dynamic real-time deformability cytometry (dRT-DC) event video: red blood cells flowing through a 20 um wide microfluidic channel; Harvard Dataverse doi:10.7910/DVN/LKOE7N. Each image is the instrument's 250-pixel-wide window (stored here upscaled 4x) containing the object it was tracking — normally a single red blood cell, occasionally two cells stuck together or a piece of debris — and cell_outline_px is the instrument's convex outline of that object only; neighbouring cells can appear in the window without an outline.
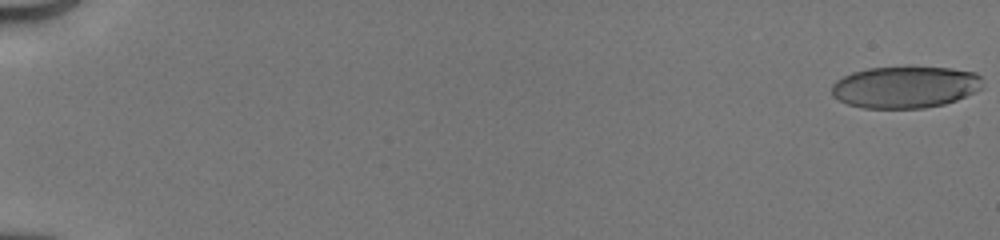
{"species": "human", "species_latin": "Homo sapiens", "temperature_condition": "cold", "stored_images_in_passage": 51, "camera_frame_rate_fps": 3000, "um_per_image_px": 0.085, "donor": {"sex": "male"}, "frame": {"image": 1, "passage_image": 1, "time_ms": 0.0, "image_size_px": [1000, 240], "cell_outline_px": [[984, 88], [976, 92], [956, 100], [944, 104], [924, 108], [864, 108], [848, 104], [832, 96], [832, 84], [836, 80], [852, 72], [868, 68], [952, 68], [976, 72], [980, 76]], "centroid_in_image_um": [76.97, 7.41], "position_along_channel_um": 8.0, "area_um2": 36.7}}
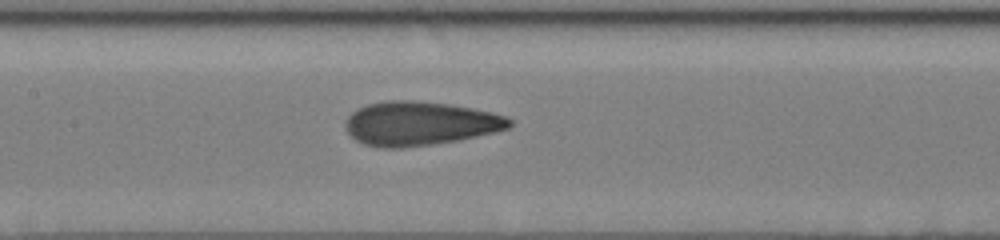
{"frame": {"image": 2, "passage_image": 27, "time_ms": 8.667, "image_size_px": [1000, 240], "cell_outline_px": [[512, 124], [508, 128], [496, 132], [460, 140], [404, 148], [380, 148], [364, 144], [356, 140], [344, 128], [344, 120], [352, 112], [368, 104], [384, 100], [416, 100], [448, 104], [472, 108], [492, 112], [508, 116], [512, 120]], "centroid_in_image_um": [35.69, 10.5], "position_along_channel_um": 171.7, "area_um2": 42.37}}
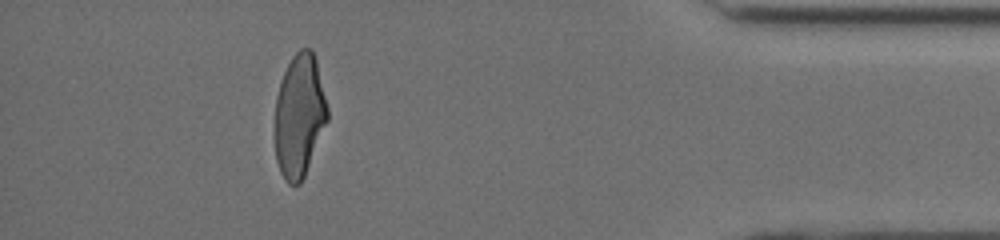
{"frame": {"image": 3, "passage_image": 47, "time_ms": 15.333, "image_size_px": [1000, 240], "cell_outline_px": [[328, 120], [304, 176], [300, 184], [288, 184], [284, 180], [280, 172], [276, 160], [276, 96], [284, 72], [292, 56], [300, 48], [312, 48], [316, 60], [328, 108]], "centroid_in_image_um": [25.45, 9.83], "position_along_channel_um": 409.7, "area_um2": 37.4}, "authors_computed_cell_mechanics": {"area_um2": 39.9398, "velocity_mm_per_s": 4.1702, "shape_relaxation_time_tau1_ms": 5.1786, "shape_relaxation_time_tau2_ms": 1.0869, "deformation_change_tau1": 0.1949, "deformation_change_tau2": 0.0875}}